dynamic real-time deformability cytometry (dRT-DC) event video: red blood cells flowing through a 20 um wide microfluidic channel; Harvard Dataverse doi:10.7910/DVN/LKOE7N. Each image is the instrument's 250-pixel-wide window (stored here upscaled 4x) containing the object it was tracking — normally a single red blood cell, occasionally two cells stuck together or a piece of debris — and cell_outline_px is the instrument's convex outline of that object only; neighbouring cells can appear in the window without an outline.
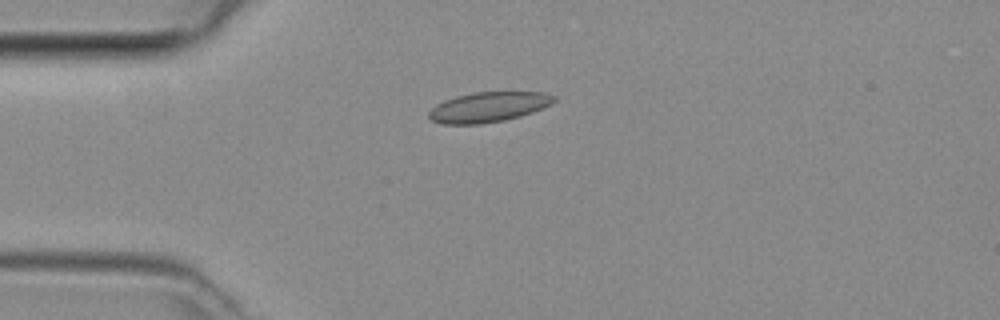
{"species": "common noctule bat (a hibernating species)", "species_latin": "Nyctalus noctula", "temperature_condition": "room temperature", "stored_images_in_passage": 34, "camera_frame_rate_fps": 3000, "um_per_image_px": 0.085, "animal": {"sex": "female", "body_mass_g": 29.2, "forearm_length_mm": 56.3}, "frame": {"image": 1, "passage_image": 1, "time_ms": 0.0, "image_size_px": [1000, 320], "cell_outline_px": [[556, 100], [552, 104], [532, 112], [520, 116], [504, 120], [480, 124], [440, 124], [432, 120], [428, 116], [428, 112], [436, 104], [444, 100], [456, 96], [472, 92], [544, 92], [556, 96]], "centroid_in_image_um": [41.51, 9.09], "position_along_channel_um": 43.5, "area_um2": 22.02}}
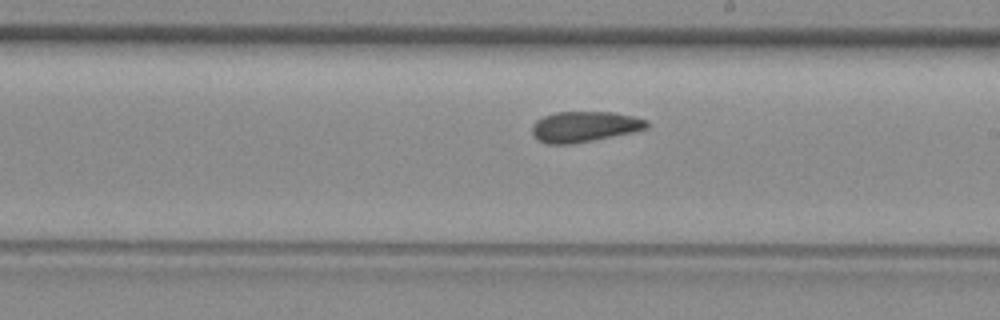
{"frame": {"image": 2, "passage_image": 16, "time_ms": 5.0, "image_size_px": [1000, 320], "cell_outline_px": [[648, 128], [592, 140], [572, 144], [548, 144], [536, 140], [532, 136], [532, 124], [536, 120], [544, 116], [556, 112], [612, 112], [632, 116], [648, 120]], "centroid_in_image_um": [49.61, 10.76], "position_along_channel_um": 239.4, "area_um2": 20.35}}
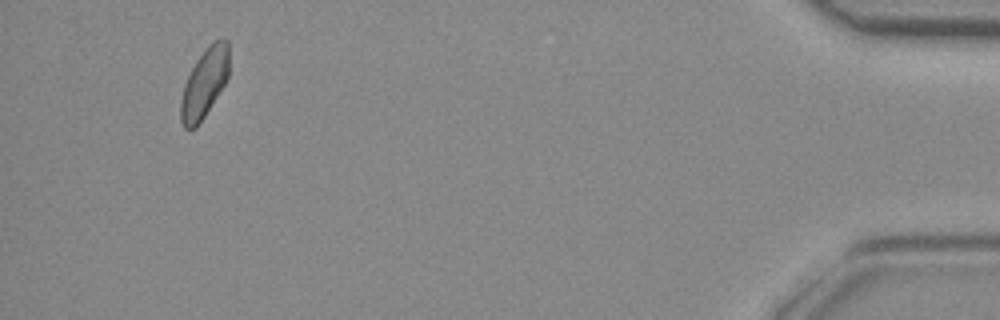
{"frame": {"image": 3, "passage_image": 34, "time_ms": 11.0, "image_size_px": [1000, 320], "cell_outline_px": [[228, 76], [224, 84], [204, 116], [196, 128], [184, 128], [180, 120], [180, 100], [184, 84], [196, 60], [208, 44], [220, 36], [224, 36], [228, 40]], "centroid_in_image_um": [17.37, 7.01], "position_along_channel_um": 417.8, "area_um2": 19.48}}